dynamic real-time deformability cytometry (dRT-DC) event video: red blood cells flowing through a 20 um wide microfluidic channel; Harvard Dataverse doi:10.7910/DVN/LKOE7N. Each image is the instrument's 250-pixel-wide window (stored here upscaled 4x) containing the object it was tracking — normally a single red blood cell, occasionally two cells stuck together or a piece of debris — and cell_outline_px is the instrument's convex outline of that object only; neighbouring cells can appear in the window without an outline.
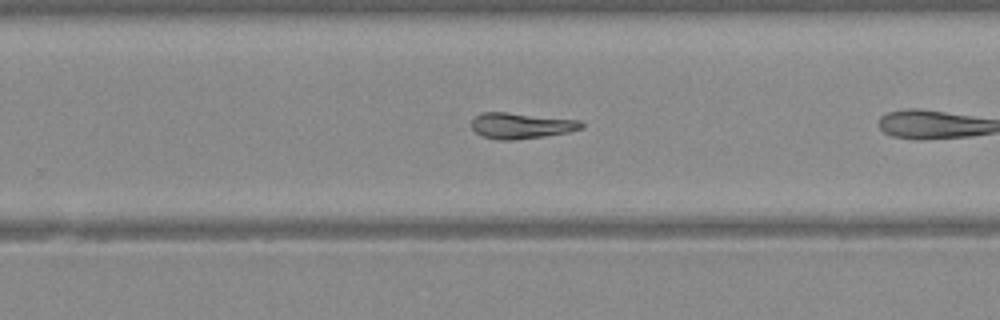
{"species": "Egyptian fruit bat (a non-hibernating species)", "species_latin": "Rousettus aegyptiacus", "temperature_condition": "warm", "stored_images_in_passage": 12, "camera_frame_rate_fps": 3000, "um_per_image_px": 0.085, "animal": {"sex": "female"}, "frame": {"image": 1, "passage_image": 11, "time_ms": 3.333, "image_size_px": [1000, 320], "cell_outline_px": [[584, 128], [568, 132], [544, 136], [516, 140], [500, 140], [484, 136], [476, 132], [472, 128], [472, 120], [480, 112], [504, 112], [580, 120], [584, 124]], "centroid_in_image_um": [44.31, 10.68], "position_along_channel_um": 285.5, "area_um2": 16.47}}